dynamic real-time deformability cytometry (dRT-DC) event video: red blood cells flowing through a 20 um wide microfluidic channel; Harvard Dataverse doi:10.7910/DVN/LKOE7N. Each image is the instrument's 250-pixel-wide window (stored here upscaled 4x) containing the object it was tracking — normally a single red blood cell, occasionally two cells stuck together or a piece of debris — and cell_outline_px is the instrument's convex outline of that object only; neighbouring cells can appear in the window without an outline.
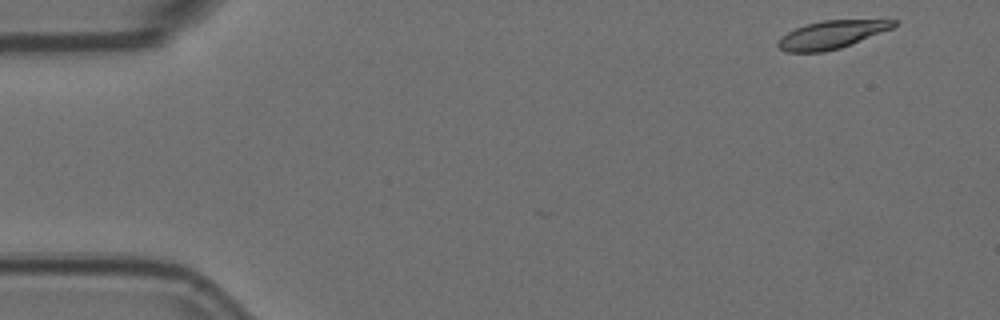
{"species": "Egyptian fruit bat (a non-hibernating species)", "species_latin": "Rousettus aegyptiacus", "temperature_condition": "room temperature", "stored_images_in_passage": 6, "camera_frame_rate_fps": 3000, "um_per_image_px": 0.085, "animal": {"sex": "female"}, "frame": {"image": 1, "passage_image": 1, "time_ms": 0.0, "image_size_px": [1000, 320], "cell_outline_px": [[896, 24], [892, 28], [840, 48], [824, 52], [788, 52], [780, 48], [776, 44], [776, 40], [780, 36], [804, 24], [824, 20], [896, 20]], "centroid_in_image_um": [70.61, 2.95], "position_along_channel_um": 14.4, "area_um2": 18.67}}